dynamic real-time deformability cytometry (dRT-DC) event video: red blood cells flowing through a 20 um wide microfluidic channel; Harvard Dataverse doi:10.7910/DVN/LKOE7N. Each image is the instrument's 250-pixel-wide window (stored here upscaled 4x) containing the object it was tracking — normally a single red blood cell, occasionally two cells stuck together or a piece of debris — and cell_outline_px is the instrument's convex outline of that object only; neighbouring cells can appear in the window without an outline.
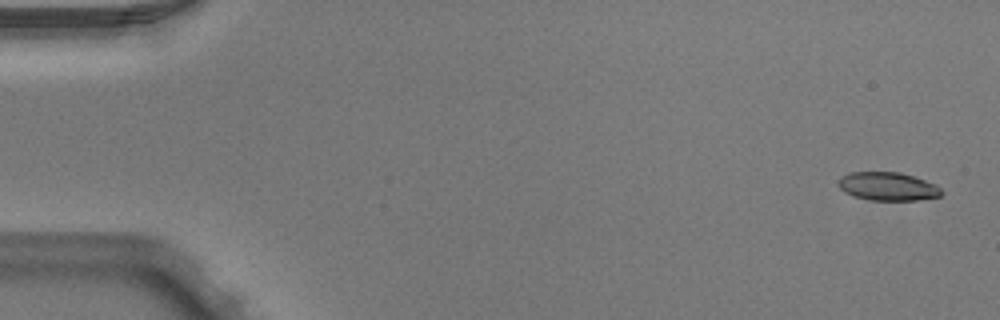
{"species": "Egyptian fruit bat (a non-hibernating species)", "species_latin": "Rousettus aegyptiacus", "temperature_condition": "warm", "stored_images_in_passage": 4, "camera_frame_rate_fps": 3000, "um_per_image_px": 0.085, "animal": {"sex": "male"}, "frame": {"image": 1, "passage_image": 1, "time_ms": 0.0, "image_size_px": [1000, 320], "cell_outline_px": [[944, 192], [940, 196], [916, 200], [872, 200], [852, 196], [844, 192], [840, 188], [840, 176], [848, 172], [900, 172], [936, 184]], "centroid_in_image_um": [75.46, 15.84], "position_along_channel_um": 9.5, "area_um2": 16.99}}
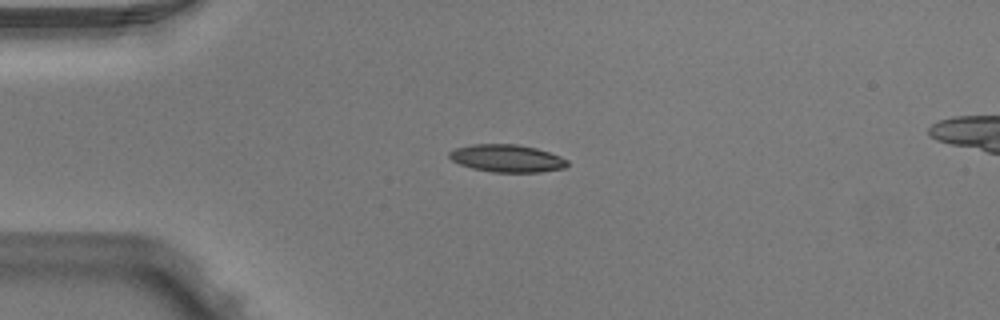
{"frame": {"image": 2, "passage_image": 3, "time_ms": 0.667, "image_size_px": [1000, 320], "cell_outline_px": [[568, 164], [564, 168], [540, 172], [492, 172], [472, 168], [460, 164], [452, 160], [448, 156], [448, 152], [456, 148], [472, 144], [516, 144], [536, 148], [560, 156], [568, 160]], "centroid_in_image_um": [43.08, 13.46], "position_along_channel_um": 41.9, "area_um2": 18.9}}